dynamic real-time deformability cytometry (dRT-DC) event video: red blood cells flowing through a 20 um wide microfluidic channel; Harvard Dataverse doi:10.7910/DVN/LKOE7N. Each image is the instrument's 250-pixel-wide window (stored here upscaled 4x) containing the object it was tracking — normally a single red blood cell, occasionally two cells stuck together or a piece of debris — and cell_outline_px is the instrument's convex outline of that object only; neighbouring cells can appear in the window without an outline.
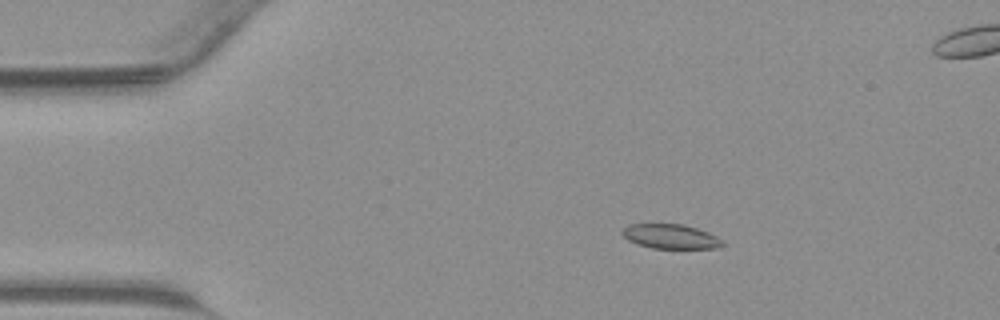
{"species": "common noctule bat (a hibernating species)", "species_latin": "Nyctalus noctula", "temperature_condition": "warm", "stored_images_in_passage": 45, "segment_of_instrument_passage": [1, 2], "camera_frame_rate_fps": 3000, "um_per_image_px": 0.085, "animal": {"sex": "male", "body_mass_g": 23.1, "forearm_length_mm": 52.7}, "frame": {"image": 1, "passage_image": 8, "time_ms": 2.333, "image_size_px": [1000, 320], "cell_outline_px": [[724, 244], [720, 248], [652, 248], [636, 244], [628, 240], [620, 232], [628, 224], [684, 224], [708, 232], [724, 240]], "centroid_in_image_um": [57.01, 20.1], "position_along_channel_um": 28.0, "area_um2": 14.39}}
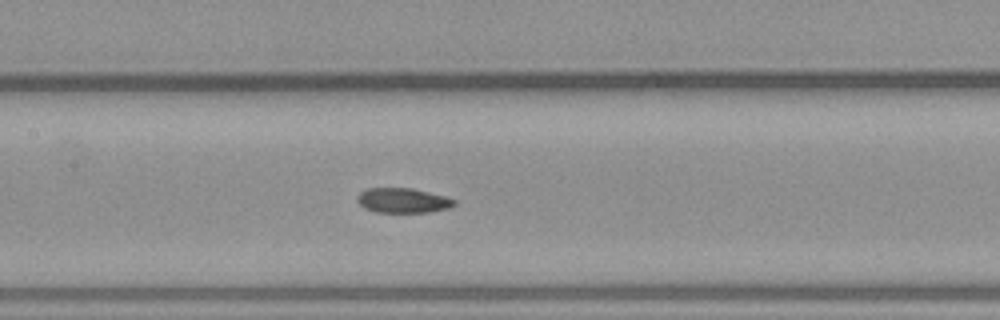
{"frame": {"image": 2, "passage_image": 21, "time_ms": 6.667, "image_size_px": [1000, 320], "cell_outline_px": [[456, 204], [448, 208], [428, 212], [376, 212], [364, 208], [356, 200], [356, 196], [360, 192], [368, 188], [412, 188], [444, 196], [456, 200]], "centroid_in_image_um": [34.21, 17.04], "position_along_channel_um": 173.2, "area_um2": 13.99}}
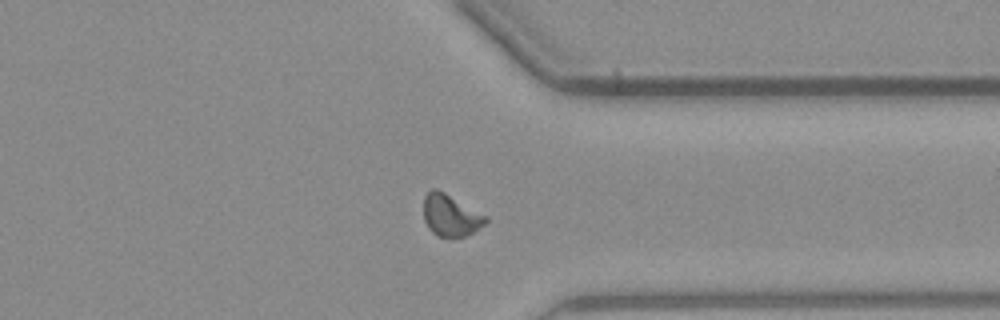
{"frame": {"image": 3, "passage_image": 34, "time_ms": 11.0, "image_size_px": [1000, 320], "cell_outline_px": [[488, 220], [484, 224], [472, 232], [464, 236], [452, 240], [440, 236], [432, 232], [428, 228], [424, 220], [424, 196], [432, 188], [436, 188], [444, 192], [488, 216]], "centroid_in_image_um": [38.29, 18.32], "position_along_channel_um": 373.1, "area_um2": 15.26}}